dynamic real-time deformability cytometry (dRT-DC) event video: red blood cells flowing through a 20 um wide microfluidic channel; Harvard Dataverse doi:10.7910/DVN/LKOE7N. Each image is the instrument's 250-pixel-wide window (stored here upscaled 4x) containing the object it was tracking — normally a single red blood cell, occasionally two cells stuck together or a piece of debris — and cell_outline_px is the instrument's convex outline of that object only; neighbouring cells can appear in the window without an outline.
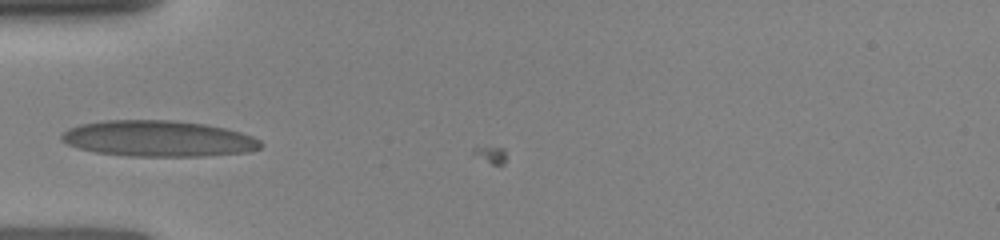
{"species": "human", "species_latin": "Homo sapiens", "temperature_condition": "room temperature", "stored_images_in_passage": 7, "camera_frame_rate_fps": 3000, "um_per_image_px": 0.085, "donor": {"sex": "female"}, "frame": {"image": 1, "passage_image": 6, "time_ms": 3.667, "image_size_px": [1000, 240], "cell_outline_px": [[264, 144], [260, 148], [248, 152], [204, 156], [128, 156], [96, 152], [80, 148], [68, 144], [60, 140], [60, 136], [68, 128], [80, 124], [104, 120], [172, 120], [204, 124], [224, 128], [240, 132], [252, 136], [260, 140]], "centroid_in_image_um": [13.46, 11.78], "position_along_channel_um": 71.5, "area_um2": 41.85}}